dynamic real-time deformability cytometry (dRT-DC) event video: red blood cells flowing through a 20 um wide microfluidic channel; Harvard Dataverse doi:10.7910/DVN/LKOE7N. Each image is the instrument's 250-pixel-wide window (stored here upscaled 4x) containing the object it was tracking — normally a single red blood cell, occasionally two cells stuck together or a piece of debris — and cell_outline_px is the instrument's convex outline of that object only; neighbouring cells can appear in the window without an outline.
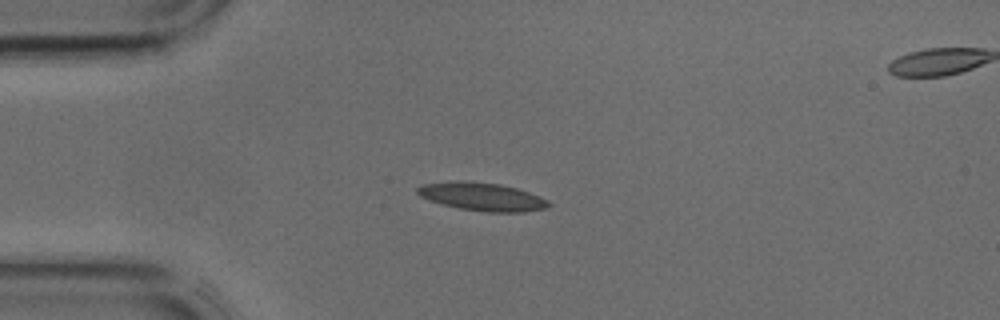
{"species": "common noctule bat (a hibernating species)", "species_latin": "Nyctalus noctula", "temperature_condition": "cold", "stored_images_in_passage": 18, "camera_frame_rate_fps": 3000, "um_per_image_px": 0.085, "animal": {"sex": "male", "body_mass_g": 17.9, "forearm_length_mm": 54.2}, "frame": {"image": 1, "passage_image": 10, "time_ms": 3.0, "image_size_px": [1000, 320], "cell_outline_px": [[552, 204], [548, 208], [524, 212], [488, 212], [460, 208], [428, 200], [420, 196], [416, 192], [416, 188], [424, 184], [452, 180], [464, 180], [500, 184], [516, 188], [540, 196], [548, 200]], "centroid_in_image_um": [40.99, 16.71], "position_along_channel_um": 44.0, "area_um2": 21.62}}